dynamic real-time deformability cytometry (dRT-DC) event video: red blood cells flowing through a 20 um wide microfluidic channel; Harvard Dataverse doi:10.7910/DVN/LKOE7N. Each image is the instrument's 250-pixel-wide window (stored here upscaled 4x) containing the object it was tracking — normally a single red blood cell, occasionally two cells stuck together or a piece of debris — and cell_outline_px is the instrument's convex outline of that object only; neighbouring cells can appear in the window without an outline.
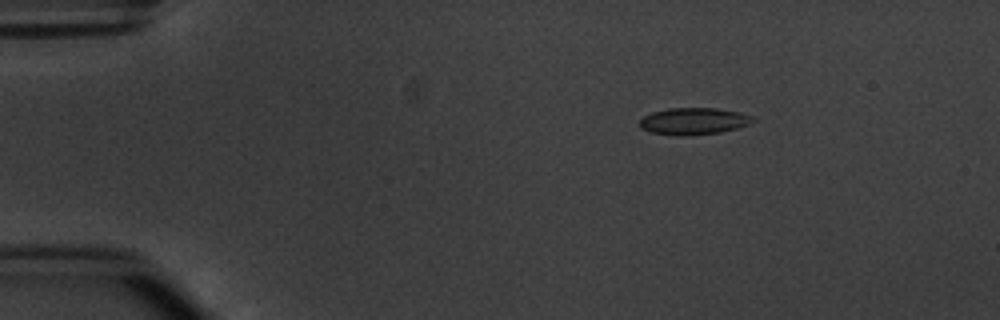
{"species": "common noctule bat (a hibernating species)", "species_latin": "Nyctalus noctula", "temperature_condition": "warm", "stored_images_in_passage": 3, "camera_frame_rate_fps": 3000, "um_per_image_px": 0.085, "animal": {"sex": "male", "body_mass_g": 20.1, "forearm_length_mm": 53.5}, "frame": {"image": 1, "passage_image": 1, "time_ms": 0.0, "image_size_px": [1000, 320], "cell_outline_px": [[756, 120], [748, 124], [736, 128], [720, 132], [688, 136], [680, 136], [652, 132], [640, 128], [640, 120], [644, 116], [652, 112], [668, 108], [716, 108], [740, 112], [752, 116]], "centroid_in_image_um": [58.96, 10.29], "position_along_channel_um": 26.0, "area_um2": 17.69}}